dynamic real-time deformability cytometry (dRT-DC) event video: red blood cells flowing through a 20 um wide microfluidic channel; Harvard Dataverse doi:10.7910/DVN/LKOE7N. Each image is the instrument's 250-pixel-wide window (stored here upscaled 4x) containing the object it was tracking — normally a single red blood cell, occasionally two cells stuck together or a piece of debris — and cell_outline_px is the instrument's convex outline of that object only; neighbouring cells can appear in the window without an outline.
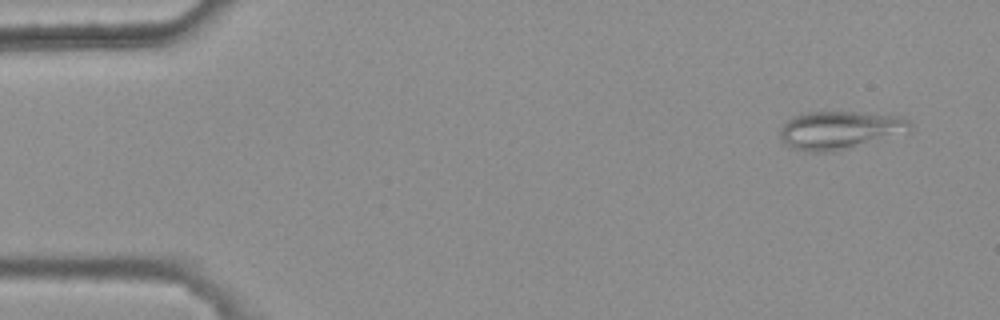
{"species": "common noctule bat (a hibernating species)", "species_latin": "Nyctalus noctula", "temperature_condition": "warm", "stored_images_in_passage": 5, "camera_frame_rate_fps": 3000, "um_per_image_px": 0.085, "animal": {"sex": "female", "body_mass_g": 25.1}, "frame": {"image": 1, "passage_image": 5, "time_ms": 1.333, "image_size_px": [1000, 320], "cell_outline_px": [[912, 132], [852, 148], [836, 152], [808, 152], [796, 148], [788, 144], [780, 136], [780, 128], [792, 116], [804, 112], [856, 112], [904, 116], [912, 124]], "centroid_in_image_um": [71.48, 11.06], "position_along_channel_um": 13.5, "area_um2": 29.3}}